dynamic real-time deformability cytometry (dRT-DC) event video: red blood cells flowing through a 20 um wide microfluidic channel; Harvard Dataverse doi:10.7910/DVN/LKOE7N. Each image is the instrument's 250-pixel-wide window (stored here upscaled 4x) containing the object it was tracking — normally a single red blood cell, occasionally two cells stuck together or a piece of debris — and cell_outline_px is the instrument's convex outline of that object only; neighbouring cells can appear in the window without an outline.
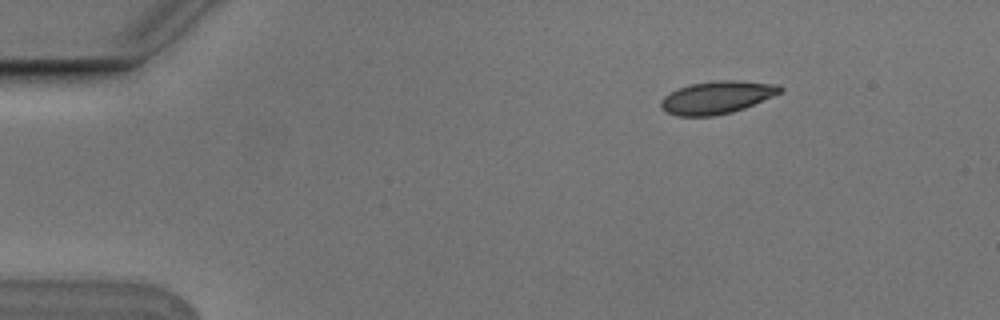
{"species": "Egyptian fruit bat (a non-hibernating species)", "species_latin": "Rousettus aegyptiacus", "temperature_condition": "cold", "stored_images_in_passage": 4, "camera_frame_rate_fps": 3000, "um_per_image_px": 0.085, "animal": {"sex": "male"}, "frame": {"image": 1, "passage_image": 2, "time_ms": 0.333, "image_size_px": [1000, 320], "cell_outline_px": [[784, 92], [744, 108], [732, 112], [712, 116], [676, 116], [664, 112], [660, 108], [660, 100], [664, 96], [680, 88], [692, 84], [716, 80], [740, 80], [780, 84], [784, 88]], "centroid_in_image_um": [60.97, 8.28], "position_along_channel_um": 24.0, "area_um2": 22.95}}